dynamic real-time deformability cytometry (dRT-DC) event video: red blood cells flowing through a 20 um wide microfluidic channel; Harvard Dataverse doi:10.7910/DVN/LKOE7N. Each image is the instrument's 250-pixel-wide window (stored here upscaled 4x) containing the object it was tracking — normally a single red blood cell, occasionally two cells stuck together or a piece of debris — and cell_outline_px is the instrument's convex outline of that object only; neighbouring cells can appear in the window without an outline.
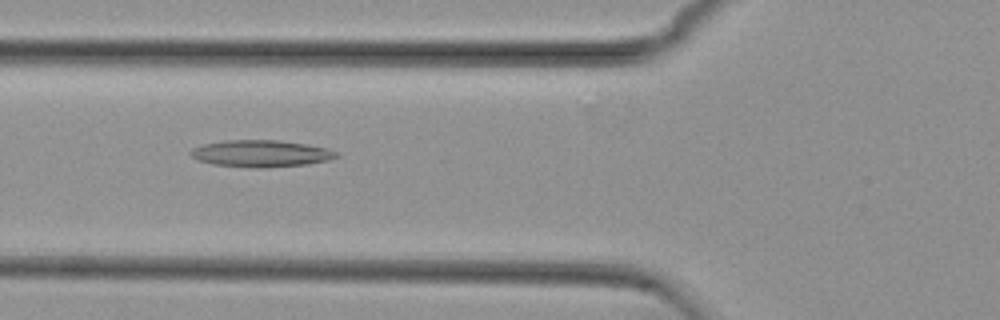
{"species": "common noctule bat (a hibernating species)", "species_latin": "Nyctalus noctula", "temperature_condition": "cold", "stored_images_in_passage": 35, "camera_frame_rate_fps": 3000, "um_per_image_px": 0.085, "animal": {"sex": "female", "body_mass_g": 29.2, "forearm_length_mm": 56.3}, "frame": {"image": 1, "passage_image": 5, "time_ms": 1.333, "image_size_px": [1000, 320], "cell_outline_px": [[340, 156], [328, 160], [308, 164], [264, 168], [248, 168], [212, 164], [196, 160], [188, 152], [192, 148], [200, 144], [224, 140], [276, 140], [304, 144], [328, 148], [336, 152]], "centroid_in_image_um": [22.12, 13.05], "position_along_channel_um": 103.7, "area_um2": 23.06}}
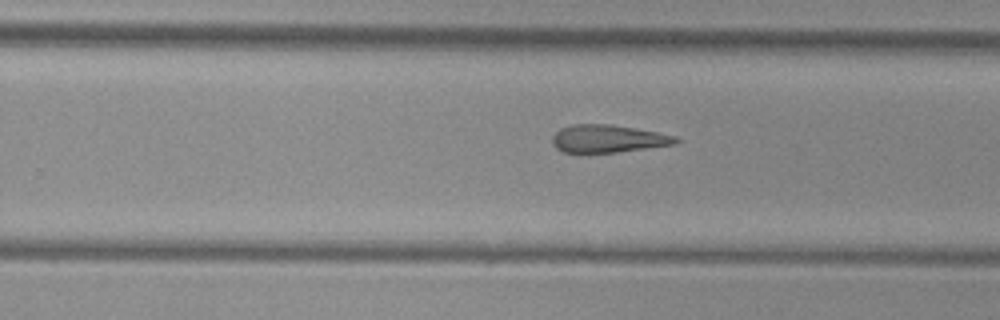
{"frame": {"image": 2, "passage_image": 19, "time_ms": 6.0, "image_size_px": [1000, 320], "cell_outline_px": [[680, 140], [676, 144], [588, 156], [564, 152], [556, 148], [552, 144], [552, 136], [560, 128], [572, 124], [608, 124], [636, 128], [676, 136]], "centroid_in_image_um": [51.61, 11.83], "position_along_channel_um": 278.2, "area_um2": 20.63}}
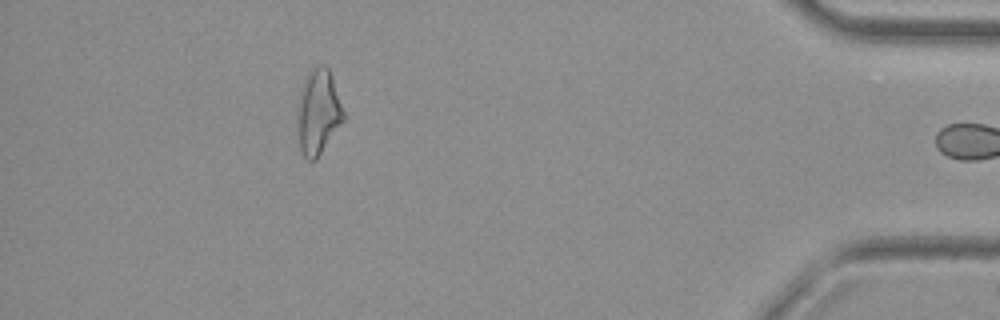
{"frame": {"image": 3, "passage_image": 34, "time_ms": 11.0, "image_size_px": [1000, 320], "cell_outline_px": [[344, 120], [316, 160], [308, 160], [304, 156], [300, 148], [296, 116], [300, 96], [308, 76], [312, 68], [320, 64], [324, 64], [328, 68], [344, 112]], "centroid_in_image_um": [27.05, 9.57], "position_along_channel_um": 408.2, "area_um2": 22.25}, "authors_computed_cell_mechanics": {"area_um2": 21.097, "velocity_mm_per_s": 3.7369, "shape_relaxation_time_tau1_ms": null, "shape_relaxation_time_tau2_ms": 6.4412, "deformation_change_tau1": null, "deformation_change_tau2": 0.2064}}